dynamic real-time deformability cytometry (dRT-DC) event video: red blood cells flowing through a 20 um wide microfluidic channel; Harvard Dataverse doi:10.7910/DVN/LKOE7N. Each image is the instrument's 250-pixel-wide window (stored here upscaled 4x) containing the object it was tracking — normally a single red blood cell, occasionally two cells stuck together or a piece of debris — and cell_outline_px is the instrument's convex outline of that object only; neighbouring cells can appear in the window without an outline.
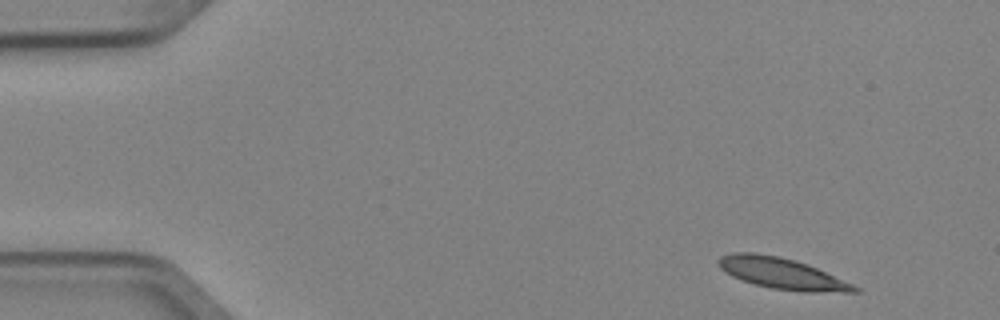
{"species": "Egyptian fruit bat (a non-hibernating species)", "species_latin": "Rousettus aegyptiacus", "temperature_condition": "cold", "stored_images_in_passage": 3, "camera_frame_rate_fps": 3000, "um_per_image_px": 0.085, "animal": {"sex": "female"}, "frame": {"image": 1, "passage_image": 1, "time_ms": 0.0, "image_size_px": [1000, 320], "cell_outline_px": [[860, 292], [804, 292], [772, 288], [756, 284], [732, 276], [724, 272], [716, 264], [716, 260], [720, 256], [732, 252], [756, 252], [780, 256], [796, 260], [808, 264], [852, 284], [860, 288]], "centroid_in_image_um": [66.42, 23.22], "position_along_channel_um": 18.6, "area_um2": 24.74}}